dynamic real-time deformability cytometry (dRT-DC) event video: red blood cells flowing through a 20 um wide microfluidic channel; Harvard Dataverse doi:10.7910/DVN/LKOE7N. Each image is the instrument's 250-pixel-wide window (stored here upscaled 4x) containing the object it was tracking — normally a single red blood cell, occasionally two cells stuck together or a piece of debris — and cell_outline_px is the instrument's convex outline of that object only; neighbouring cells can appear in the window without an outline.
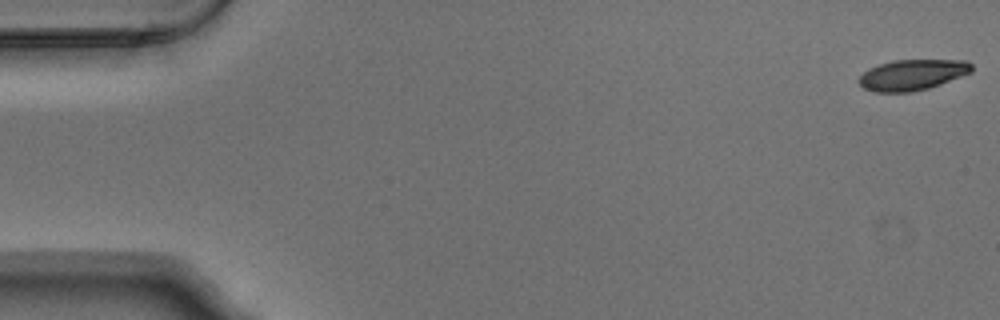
{"species": "Egyptian fruit bat (a non-hibernating species)", "species_latin": "Rousettus aegyptiacus", "temperature_condition": "warm", "stored_images_in_passage": 5, "camera_frame_rate_fps": 3000, "um_per_image_px": 0.085, "animal": {"sex": "male"}, "frame": {"image": 1, "passage_image": 1, "time_ms": 0.0, "image_size_px": [1000, 320], "cell_outline_px": [[972, 72], [940, 84], [928, 88], [912, 92], [872, 92], [864, 88], [856, 80], [868, 68], [892, 60], [968, 60], [972, 64]], "centroid_in_image_um": [77.53, 6.36], "position_along_channel_um": 7.5, "area_um2": 20.29}}
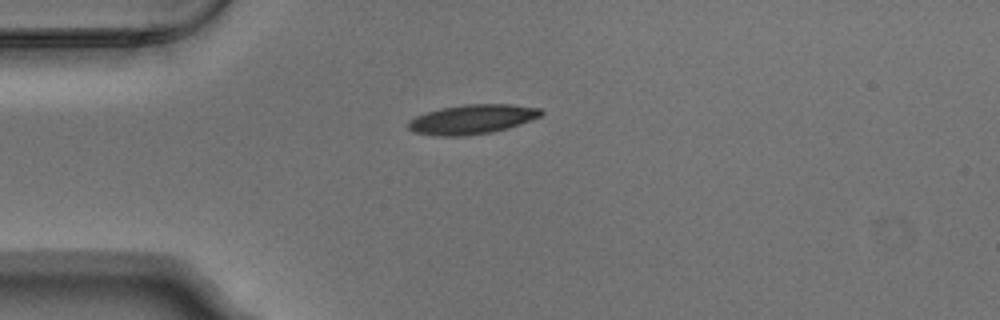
{"frame": {"image": 2, "passage_image": 4, "time_ms": 1.0, "image_size_px": [1000, 320], "cell_outline_px": [[544, 112], [540, 116], [520, 124], [508, 128], [492, 132], [464, 136], [440, 136], [412, 132], [408, 128], [408, 120], [416, 116], [428, 112], [444, 108], [464, 104], [512, 104], [540, 108]], "centroid_in_image_um": [40.13, 10.14], "position_along_channel_um": 44.9, "area_um2": 22.72}}
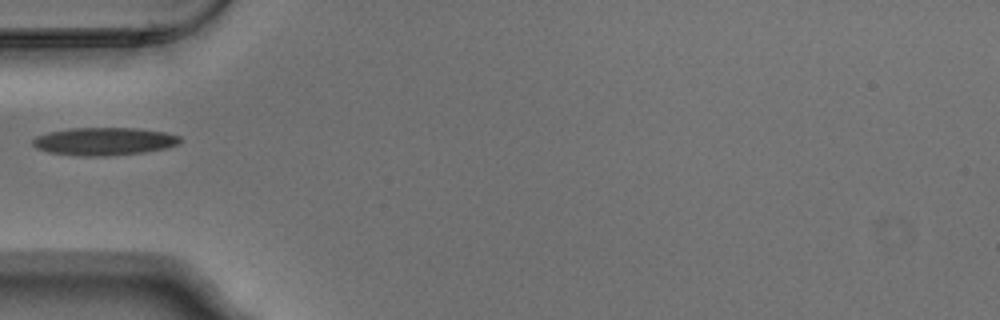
{"frame": {"image": 3, "passage_image": 5, "time_ms": 1.333, "image_size_px": [1000, 320], "cell_outline_px": [[180, 140], [176, 144], [164, 148], [144, 152], [104, 156], [84, 156], [48, 152], [36, 148], [32, 144], [32, 140], [36, 136], [48, 132], [68, 128], [136, 128], [164, 132], [180, 136]], "centroid_in_image_um": [8.79, 12.01], "position_along_channel_um": 76.2, "area_um2": 23.7}}